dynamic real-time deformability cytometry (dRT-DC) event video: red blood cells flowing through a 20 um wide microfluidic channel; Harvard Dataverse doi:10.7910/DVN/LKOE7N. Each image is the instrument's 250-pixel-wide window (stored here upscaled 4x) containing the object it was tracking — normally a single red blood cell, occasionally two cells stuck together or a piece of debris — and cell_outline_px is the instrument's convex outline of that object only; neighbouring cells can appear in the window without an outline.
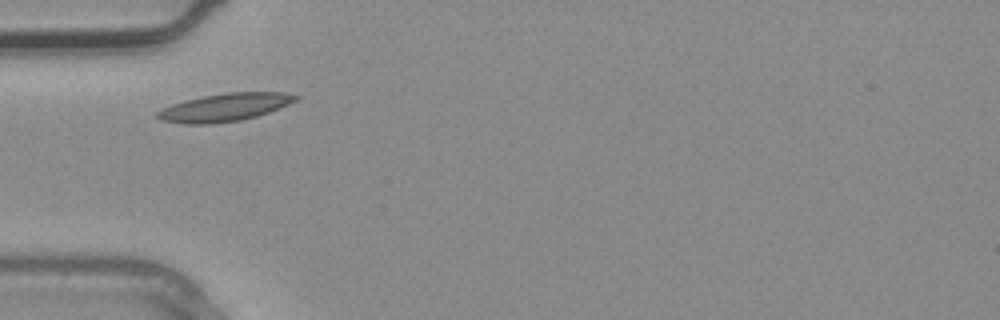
{"species": "common noctule bat (a hibernating species)", "species_latin": "Nyctalus noctula", "temperature_condition": "warm", "stored_images_in_passage": 2, "camera_frame_rate_fps": 3000, "um_per_image_px": 0.085, "animal": {"sex": "male", "body_mass_g": 20.4}, "frame": {"image": 1, "passage_image": 2, "time_ms": 0.333, "image_size_px": [1000, 320], "cell_outline_px": [[300, 96], [296, 100], [288, 104], [268, 112], [256, 116], [240, 120], [212, 124], [184, 124], [160, 120], [156, 116], [156, 112], [160, 108], [172, 104], [204, 96], [228, 92], [284, 92]], "centroid_in_image_um": [19.06, 9.13], "position_along_channel_um": 65.9, "area_um2": 22.31}}